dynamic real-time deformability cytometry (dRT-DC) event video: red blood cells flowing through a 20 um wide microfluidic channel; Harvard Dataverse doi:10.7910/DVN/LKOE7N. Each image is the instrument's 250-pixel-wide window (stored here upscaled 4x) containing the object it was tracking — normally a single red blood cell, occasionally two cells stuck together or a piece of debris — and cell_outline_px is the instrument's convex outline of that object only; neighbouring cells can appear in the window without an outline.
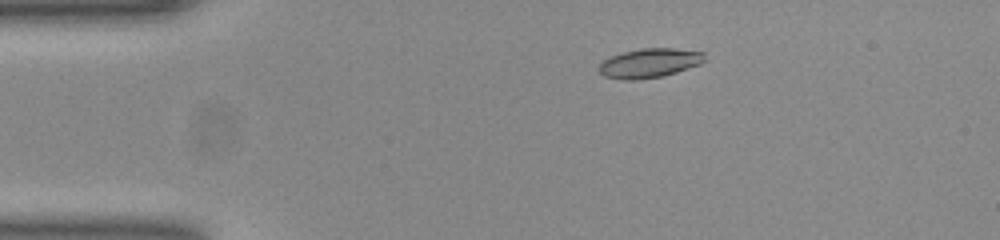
{"species": "common noctule bat (a hibernating species)", "species_latin": "Nyctalus noctula", "temperature_condition": "room temperature", "stored_images_in_passage": 52, "camera_frame_rate_fps": 3000, "um_per_image_px": 0.085, "animal": {"sex": "female", "body_mass_g": 23.0, "forearm_length_mm": 53.4}, "frame": {"image": 1, "passage_image": 9, "time_ms": 2.667, "image_size_px": [1000, 240], "cell_outline_px": [[704, 60], [700, 64], [664, 76], [636, 80], [624, 80], [604, 76], [596, 68], [604, 60], [612, 56], [624, 52], [640, 48], [676, 48], [704, 52]], "centroid_in_image_um": [55.19, 5.36], "position_along_channel_um": 29.8, "area_um2": 18.03}}
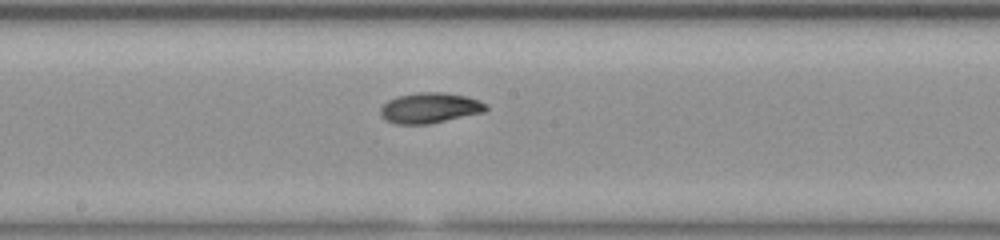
{"frame": {"image": 2, "passage_image": 27, "time_ms": 8.667, "image_size_px": [1000, 240], "cell_outline_px": [[488, 108], [484, 112], [428, 124], [396, 124], [380, 116], [380, 108], [388, 100], [396, 96], [416, 92], [444, 92], [468, 96], [480, 100], [488, 104]], "centroid_in_image_um": [36.55, 9.16], "position_along_channel_um": 211.6, "area_um2": 18.9}}
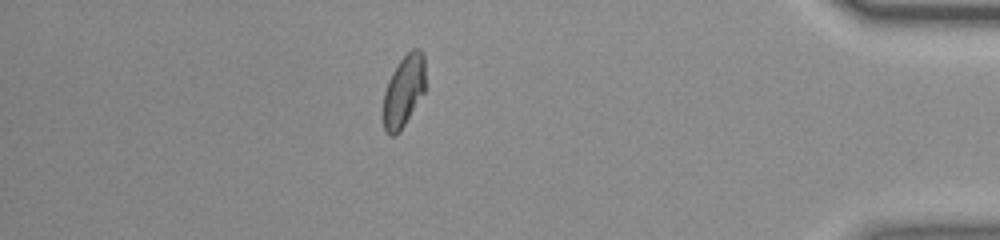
{"frame": {"image": 3, "passage_image": 45, "time_ms": 14.667, "image_size_px": [1000, 240], "cell_outline_px": [[428, 88], [404, 124], [392, 136], [384, 128], [384, 92], [388, 80], [392, 72], [400, 60], [412, 48], [420, 48], [424, 52]], "centroid_in_image_um": [34.4, 7.62], "position_along_channel_um": 400.8, "area_um2": 17.86}, "authors_computed_cell_mechanics": {"area_um2": 17.9469, "velocity_mm_per_s": 3.8895, "shape_relaxation_time_tau1_ms": 2.7951, "shape_relaxation_time_tau2_ms": 2.8549, "deformation_change_tau1": 0.1333, "deformation_change_tau2": 0.0662}}